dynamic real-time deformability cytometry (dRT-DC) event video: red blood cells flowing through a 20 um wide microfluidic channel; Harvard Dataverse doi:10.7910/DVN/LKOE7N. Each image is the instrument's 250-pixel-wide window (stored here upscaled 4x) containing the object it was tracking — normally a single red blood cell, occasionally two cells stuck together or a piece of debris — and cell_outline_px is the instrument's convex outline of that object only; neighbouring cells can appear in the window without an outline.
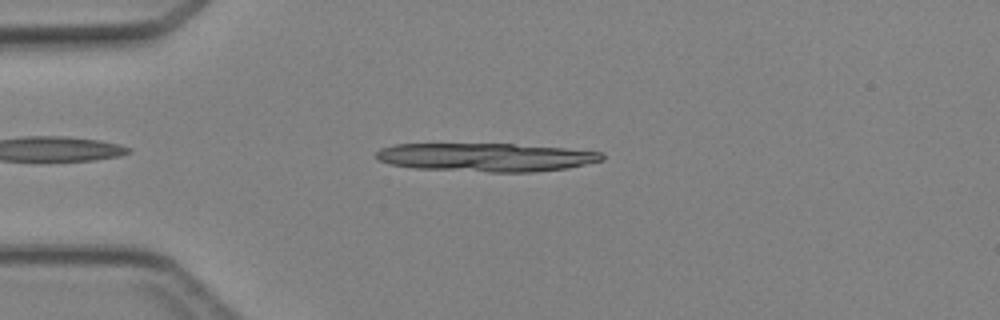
{"species": "Egyptian fruit bat (a non-hibernating species)", "species_latin": "Rousettus aegyptiacus", "temperature_condition": "cold", "stored_images_in_passage": 6, "camera_frame_rate_fps": 3000, "um_per_image_px": 0.085, "animal": {"sex": "female"}, "frame": {"image": 1, "passage_image": 4, "time_ms": 1.0, "image_size_px": [1000, 320], "cell_outline_px": [[604, 160], [568, 168], [532, 172], [488, 172], [412, 168], [388, 164], [380, 160], [376, 156], [376, 152], [380, 148], [396, 144], [512, 144], [564, 148], [604, 152]], "centroid_in_image_um": [41.32, 13.37], "position_along_channel_um": 43.7, "area_um2": 37.51}}